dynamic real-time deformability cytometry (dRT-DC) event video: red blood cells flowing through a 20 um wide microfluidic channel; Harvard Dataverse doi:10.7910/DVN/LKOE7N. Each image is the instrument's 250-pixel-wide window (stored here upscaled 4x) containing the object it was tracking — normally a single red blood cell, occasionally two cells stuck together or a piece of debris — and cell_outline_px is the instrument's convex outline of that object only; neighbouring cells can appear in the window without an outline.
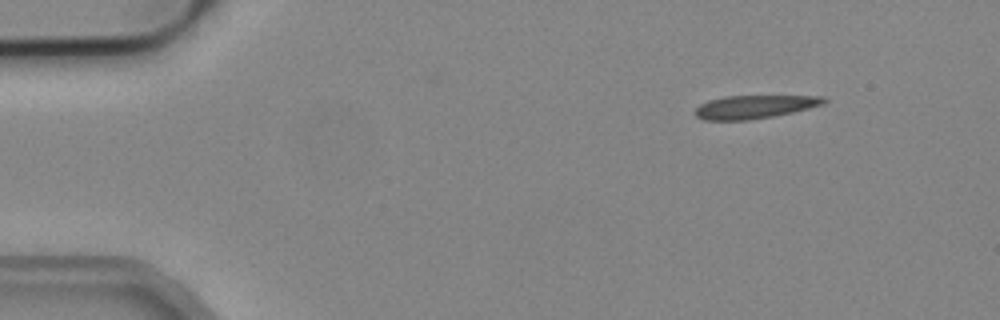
{"species": "common noctule bat (a hibernating species)", "species_latin": "Nyctalus noctula", "temperature_condition": "cold", "stored_images_in_passage": 3, "camera_frame_rate_fps": 3000, "um_per_image_px": 0.085, "animal": {"sex": "male", "body_mass_g": 19.2, "forearm_length_mm": 51.8}, "frame": {"image": 1, "passage_image": 1, "time_ms": 0.0, "image_size_px": [1000, 320], "cell_outline_px": [[828, 100], [824, 104], [792, 112], [772, 116], [748, 120], [704, 120], [696, 116], [692, 112], [700, 104], [708, 100], [724, 96], [824, 96]], "centroid_in_image_um": [64.09, 9.07], "position_along_channel_um": 20.9, "area_um2": 17.46}}
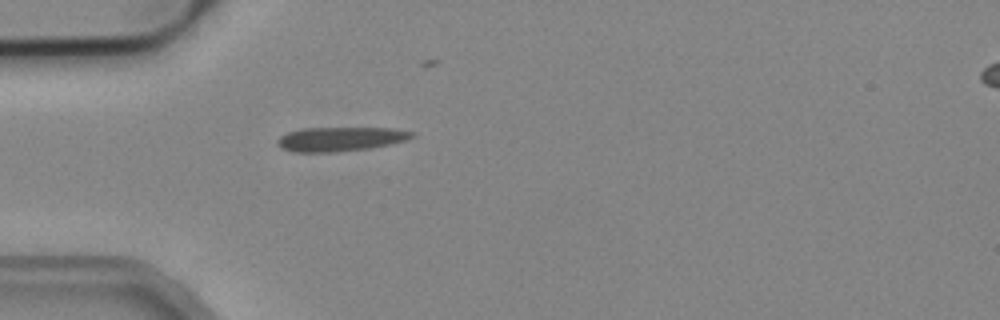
{"frame": {"image": 2, "passage_image": 3, "time_ms": 0.667, "image_size_px": [1000, 320], "cell_outline_px": [[416, 136], [392, 144], [368, 148], [336, 152], [292, 152], [280, 148], [276, 144], [276, 140], [280, 136], [288, 132], [304, 128], [396, 128], [416, 132]], "centroid_in_image_um": [28.93, 11.82], "position_along_channel_um": 56.1, "area_um2": 19.19}}